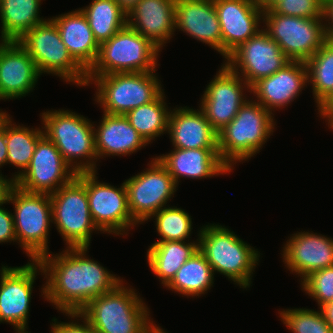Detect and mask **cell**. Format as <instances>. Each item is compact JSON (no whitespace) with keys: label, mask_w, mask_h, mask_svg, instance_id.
Wrapping results in <instances>:
<instances>
[{"label":"cell","mask_w":333,"mask_h":333,"mask_svg":"<svg viewBox=\"0 0 333 333\" xmlns=\"http://www.w3.org/2000/svg\"><path fill=\"white\" fill-rule=\"evenodd\" d=\"M154 72L87 77V86H96L94 101L103 108V113L126 115L132 109L154 101L164 91Z\"/></svg>","instance_id":"obj_7"},{"label":"cell","mask_w":333,"mask_h":333,"mask_svg":"<svg viewBox=\"0 0 333 333\" xmlns=\"http://www.w3.org/2000/svg\"><path fill=\"white\" fill-rule=\"evenodd\" d=\"M59 254L42 256L46 282L43 299L61 313H79L93 298L113 290L123 280L99 262L87 257L89 248H65Z\"/></svg>","instance_id":"obj_1"},{"label":"cell","mask_w":333,"mask_h":333,"mask_svg":"<svg viewBox=\"0 0 333 333\" xmlns=\"http://www.w3.org/2000/svg\"><path fill=\"white\" fill-rule=\"evenodd\" d=\"M53 224L67 248H89L93 231H100L92 219L87 193L86 172L50 194Z\"/></svg>","instance_id":"obj_9"},{"label":"cell","mask_w":333,"mask_h":333,"mask_svg":"<svg viewBox=\"0 0 333 333\" xmlns=\"http://www.w3.org/2000/svg\"><path fill=\"white\" fill-rule=\"evenodd\" d=\"M222 34V56L234 50L262 28L263 10L253 0H214Z\"/></svg>","instance_id":"obj_18"},{"label":"cell","mask_w":333,"mask_h":333,"mask_svg":"<svg viewBox=\"0 0 333 333\" xmlns=\"http://www.w3.org/2000/svg\"><path fill=\"white\" fill-rule=\"evenodd\" d=\"M245 90L251 93V87L245 80L223 63L205 88L199 104L217 132L231 122L248 100Z\"/></svg>","instance_id":"obj_17"},{"label":"cell","mask_w":333,"mask_h":333,"mask_svg":"<svg viewBox=\"0 0 333 333\" xmlns=\"http://www.w3.org/2000/svg\"><path fill=\"white\" fill-rule=\"evenodd\" d=\"M79 9L99 45L127 25V15L114 0H92L91 4Z\"/></svg>","instance_id":"obj_33"},{"label":"cell","mask_w":333,"mask_h":333,"mask_svg":"<svg viewBox=\"0 0 333 333\" xmlns=\"http://www.w3.org/2000/svg\"><path fill=\"white\" fill-rule=\"evenodd\" d=\"M214 284V272L205 256L198 250L177 271L167 289L186 297H199Z\"/></svg>","instance_id":"obj_31"},{"label":"cell","mask_w":333,"mask_h":333,"mask_svg":"<svg viewBox=\"0 0 333 333\" xmlns=\"http://www.w3.org/2000/svg\"><path fill=\"white\" fill-rule=\"evenodd\" d=\"M121 10L128 15L140 0H114Z\"/></svg>","instance_id":"obj_46"},{"label":"cell","mask_w":333,"mask_h":333,"mask_svg":"<svg viewBox=\"0 0 333 333\" xmlns=\"http://www.w3.org/2000/svg\"><path fill=\"white\" fill-rule=\"evenodd\" d=\"M87 333H101V332L92 328L90 323L87 321Z\"/></svg>","instance_id":"obj_49"},{"label":"cell","mask_w":333,"mask_h":333,"mask_svg":"<svg viewBox=\"0 0 333 333\" xmlns=\"http://www.w3.org/2000/svg\"><path fill=\"white\" fill-rule=\"evenodd\" d=\"M17 42L33 59L40 75L52 74L69 84L87 86V72L69 54L51 17L34 26Z\"/></svg>","instance_id":"obj_10"},{"label":"cell","mask_w":333,"mask_h":333,"mask_svg":"<svg viewBox=\"0 0 333 333\" xmlns=\"http://www.w3.org/2000/svg\"><path fill=\"white\" fill-rule=\"evenodd\" d=\"M154 219L156 231L161 237L155 242L190 241L192 233V218L187 211L177 206L163 207L149 219Z\"/></svg>","instance_id":"obj_35"},{"label":"cell","mask_w":333,"mask_h":333,"mask_svg":"<svg viewBox=\"0 0 333 333\" xmlns=\"http://www.w3.org/2000/svg\"><path fill=\"white\" fill-rule=\"evenodd\" d=\"M278 1L279 0H258L256 3L263 11H265L270 9Z\"/></svg>","instance_id":"obj_47"},{"label":"cell","mask_w":333,"mask_h":333,"mask_svg":"<svg viewBox=\"0 0 333 333\" xmlns=\"http://www.w3.org/2000/svg\"><path fill=\"white\" fill-rule=\"evenodd\" d=\"M282 248L285 267L301 281L316 270L333 266V239L320 233L296 232Z\"/></svg>","instance_id":"obj_19"},{"label":"cell","mask_w":333,"mask_h":333,"mask_svg":"<svg viewBox=\"0 0 333 333\" xmlns=\"http://www.w3.org/2000/svg\"><path fill=\"white\" fill-rule=\"evenodd\" d=\"M164 98L166 96L163 91L154 101L134 108L125 115L148 144L161 135L167 134L172 109H168Z\"/></svg>","instance_id":"obj_32"},{"label":"cell","mask_w":333,"mask_h":333,"mask_svg":"<svg viewBox=\"0 0 333 333\" xmlns=\"http://www.w3.org/2000/svg\"><path fill=\"white\" fill-rule=\"evenodd\" d=\"M41 117L44 134L76 173L97 172L93 122L65 109L47 110Z\"/></svg>","instance_id":"obj_5"},{"label":"cell","mask_w":333,"mask_h":333,"mask_svg":"<svg viewBox=\"0 0 333 333\" xmlns=\"http://www.w3.org/2000/svg\"><path fill=\"white\" fill-rule=\"evenodd\" d=\"M300 282L302 291L316 300L318 307L333 301V266L316 270Z\"/></svg>","instance_id":"obj_37"},{"label":"cell","mask_w":333,"mask_h":333,"mask_svg":"<svg viewBox=\"0 0 333 333\" xmlns=\"http://www.w3.org/2000/svg\"><path fill=\"white\" fill-rule=\"evenodd\" d=\"M148 168L124 181L128 207L132 218L138 223L158 212L175 195L178 185L157 157L152 158Z\"/></svg>","instance_id":"obj_12"},{"label":"cell","mask_w":333,"mask_h":333,"mask_svg":"<svg viewBox=\"0 0 333 333\" xmlns=\"http://www.w3.org/2000/svg\"><path fill=\"white\" fill-rule=\"evenodd\" d=\"M97 172H86V193L95 226L103 233L128 235V229L139 225L128 207L124 182L120 187L100 182Z\"/></svg>","instance_id":"obj_14"},{"label":"cell","mask_w":333,"mask_h":333,"mask_svg":"<svg viewBox=\"0 0 333 333\" xmlns=\"http://www.w3.org/2000/svg\"><path fill=\"white\" fill-rule=\"evenodd\" d=\"M76 176L77 173L44 134L36 144L29 166L15 180V185L27 192L50 195Z\"/></svg>","instance_id":"obj_15"},{"label":"cell","mask_w":333,"mask_h":333,"mask_svg":"<svg viewBox=\"0 0 333 333\" xmlns=\"http://www.w3.org/2000/svg\"><path fill=\"white\" fill-rule=\"evenodd\" d=\"M307 83L305 62L290 61L274 74L255 82L250 94L266 110L274 113V110L288 107L307 87Z\"/></svg>","instance_id":"obj_21"},{"label":"cell","mask_w":333,"mask_h":333,"mask_svg":"<svg viewBox=\"0 0 333 333\" xmlns=\"http://www.w3.org/2000/svg\"><path fill=\"white\" fill-rule=\"evenodd\" d=\"M279 311L281 321L292 333H333L320 310L288 308Z\"/></svg>","instance_id":"obj_36"},{"label":"cell","mask_w":333,"mask_h":333,"mask_svg":"<svg viewBox=\"0 0 333 333\" xmlns=\"http://www.w3.org/2000/svg\"><path fill=\"white\" fill-rule=\"evenodd\" d=\"M39 77L35 62L17 41H0V100L26 97Z\"/></svg>","instance_id":"obj_20"},{"label":"cell","mask_w":333,"mask_h":333,"mask_svg":"<svg viewBox=\"0 0 333 333\" xmlns=\"http://www.w3.org/2000/svg\"><path fill=\"white\" fill-rule=\"evenodd\" d=\"M262 22L290 61L306 62L328 40L324 18L293 17L268 9L263 11Z\"/></svg>","instance_id":"obj_11"},{"label":"cell","mask_w":333,"mask_h":333,"mask_svg":"<svg viewBox=\"0 0 333 333\" xmlns=\"http://www.w3.org/2000/svg\"><path fill=\"white\" fill-rule=\"evenodd\" d=\"M248 99L229 124L218 131V153L231 169L260 152L275 130L274 114Z\"/></svg>","instance_id":"obj_3"},{"label":"cell","mask_w":333,"mask_h":333,"mask_svg":"<svg viewBox=\"0 0 333 333\" xmlns=\"http://www.w3.org/2000/svg\"><path fill=\"white\" fill-rule=\"evenodd\" d=\"M4 113V111H2L1 109H0V117H1V115Z\"/></svg>","instance_id":"obj_50"},{"label":"cell","mask_w":333,"mask_h":333,"mask_svg":"<svg viewBox=\"0 0 333 333\" xmlns=\"http://www.w3.org/2000/svg\"><path fill=\"white\" fill-rule=\"evenodd\" d=\"M43 268L38 260L19 267L2 265L0 269V323L11 324L16 333H26L31 295L38 273Z\"/></svg>","instance_id":"obj_13"},{"label":"cell","mask_w":333,"mask_h":333,"mask_svg":"<svg viewBox=\"0 0 333 333\" xmlns=\"http://www.w3.org/2000/svg\"><path fill=\"white\" fill-rule=\"evenodd\" d=\"M147 250V263L151 271L166 287L182 265L199 250L196 241H164L151 243Z\"/></svg>","instance_id":"obj_28"},{"label":"cell","mask_w":333,"mask_h":333,"mask_svg":"<svg viewBox=\"0 0 333 333\" xmlns=\"http://www.w3.org/2000/svg\"><path fill=\"white\" fill-rule=\"evenodd\" d=\"M318 309H320L325 321L333 330V301L321 305Z\"/></svg>","instance_id":"obj_45"},{"label":"cell","mask_w":333,"mask_h":333,"mask_svg":"<svg viewBox=\"0 0 333 333\" xmlns=\"http://www.w3.org/2000/svg\"><path fill=\"white\" fill-rule=\"evenodd\" d=\"M7 203H13L17 243L30 257L29 261L48 254V235L53 223L50 195L27 192L14 185Z\"/></svg>","instance_id":"obj_8"},{"label":"cell","mask_w":333,"mask_h":333,"mask_svg":"<svg viewBox=\"0 0 333 333\" xmlns=\"http://www.w3.org/2000/svg\"><path fill=\"white\" fill-rule=\"evenodd\" d=\"M199 251L211 265L240 288H250L260 252L223 225L208 223L198 231Z\"/></svg>","instance_id":"obj_2"},{"label":"cell","mask_w":333,"mask_h":333,"mask_svg":"<svg viewBox=\"0 0 333 333\" xmlns=\"http://www.w3.org/2000/svg\"><path fill=\"white\" fill-rule=\"evenodd\" d=\"M324 0H279L270 9L281 15L323 18Z\"/></svg>","instance_id":"obj_38"},{"label":"cell","mask_w":333,"mask_h":333,"mask_svg":"<svg viewBox=\"0 0 333 333\" xmlns=\"http://www.w3.org/2000/svg\"><path fill=\"white\" fill-rule=\"evenodd\" d=\"M66 316L72 318L70 322H57V318L52 319L51 331L53 333H87V320L80 313H65ZM80 318V319H78ZM75 319V320H74ZM77 320H82L80 322ZM76 321V322H74Z\"/></svg>","instance_id":"obj_39"},{"label":"cell","mask_w":333,"mask_h":333,"mask_svg":"<svg viewBox=\"0 0 333 333\" xmlns=\"http://www.w3.org/2000/svg\"><path fill=\"white\" fill-rule=\"evenodd\" d=\"M156 156L176 184L180 178L202 179L225 175L232 170L221 160L218 148L178 149Z\"/></svg>","instance_id":"obj_24"},{"label":"cell","mask_w":333,"mask_h":333,"mask_svg":"<svg viewBox=\"0 0 333 333\" xmlns=\"http://www.w3.org/2000/svg\"><path fill=\"white\" fill-rule=\"evenodd\" d=\"M4 204L7 202L0 204V243L17 242L13 213L3 208Z\"/></svg>","instance_id":"obj_40"},{"label":"cell","mask_w":333,"mask_h":333,"mask_svg":"<svg viewBox=\"0 0 333 333\" xmlns=\"http://www.w3.org/2000/svg\"><path fill=\"white\" fill-rule=\"evenodd\" d=\"M146 333H168L162 329L159 325L155 324V321L148 327Z\"/></svg>","instance_id":"obj_48"},{"label":"cell","mask_w":333,"mask_h":333,"mask_svg":"<svg viewBox=\"0 0 333 333\" xmlns=\"http://www.w3.org/2000/svg\"><path fill=\"white\" fill-rule=\"evenodd\" d=\"M42 0H0V41H18L46 19L40 17Z\"/></svg>","instance_id":"obj_29"},{"label":"cell","mask_w":333,"mask_h":333,"mask_svg":"<svg viewBox=\"0 0 333 333\" xmlns=\"http://www.w3.org/2000/svg\"><path fill=\"white\" fill-rule=\"evenodd\" d=\"M323 18L327 38L333 40V0H324Z\"/></svg>","instance_id":"obj_41"},{"label":"cell","mask_w":333,"mask_h":333,"mask_svg":"<svg viewBox=\"0 0 333 333\" xmlns=\"http://www.w3.org/2000/svg\"><path fill=\"white\" fill-rule=\"evenodd\" d=\"M176 0H140L127 15V25L161 51L175 35Z\"/></svg>","instance_id":"obj_23"},{"label":"cell","mask_w":333,"mask_h":333,"mask_svg":"<svg viewBox=\"0 0 333 333\" xmlns=\"http://www.w3.org/2000/svg\"><path fill=\"white\" fill-rule=\"evenodd\" d=\"M56 24L62 42L73 59L88 72L99 54V44L95 40L89 22L78 8L51 18Z\"/></svg>","instance_id":"obj_27"},{"label":"cell","mask_w":333,"mask_h":333,"mask_svg":"<svg viewBox=\"0 0 333 333\" xmlns=\"http://www.w3.org/2000/svg\"><path fill=\"white\" fill-rule=\"evenodd\" d=\"M225 61L224 63L241 76L250 87L259 79L274 74L290 62L263 27L234 50Z\"/></svg>","instance_id":"obj_16"},{"label":"cell","mask_w":333,"mask_h":333,"mask_svg":"<svg viewBox=\"0 0 333 333\" xmlns=\"http://www.w3.org/2000/svg\"><path fill=\"white\" fill-rule=\"evenodd\" d=\"M7 144L5 138V112L0 117V168L6 165Z\"/></svg>","instance_id":"obj_42"},{"label":"cell","mask_w":333,"mask_h":333,"mask_svg":"<svg viewBox=\"0 0 333 333\" xmlns=\"http://www.w3.org/2000/svg\"><path fill=\"white\" fill-rule=\"evenodd\" d=\"M95 126L97 125H94L95 150L99 160L110 155L130 156L148 145L125 115L104 113L99 125Z\"/></svg>","instance_id":"obj_26"},{"label":"cell","mask_w":333,"mask_h":333,"mask_svg":"<svg viewBox=\"0 0 333 333\" xmlns=\"http://www.w3.org/2000/svg\"><path fill=\"white\" fill-rule=\"evenodd\" d=\"M175 29L222 55V34L214 0H176Z\"/></svg>","instance_id":"obj_22"},{"label":"cell","mask_w":333,"mask_h":333,"mask_svg":"<svg viewBox=\"0 0 333 333\" xmlns=\"http://www.w3.org/2000/svg\"><path fill=\"white\" fill-rule=\"evenodd\" d=\"M160 52L150 40L126 25L99 45L97 60L87 77L157 71Z\"/></svg>","instance_id":"obj_6"},{"label":"cell","mask_w":333,"mask_h":333,"mask_svg":"<svg viewBox=\"0 0 333 333\" xmlns=\"http://www.w3.org/2000/svg\"><path fill=\"white\" fill-rule=\"evenodd\" d=\"M1 171V170H0ZM1 173V172H0ZM0 174V204L6 203L8 201V196L15 185V180L13 178H6L7 176Z\"/></svg>","instance_id":"obj_43"},{"label":"cell","mask_w":333,"mask_h":333,"mask_svg":"<svg viewBox=\"0 0 333 333\" xmlns=\"http://www.w3.org/2000/svg\"><path fill=\"white\" fill-rule=\"evenodd\" d=\"M322 119L327 121L329 128H333V95L318 109Z\"/></svg>","instance_id":"obj_44"},{"label":"cell","mask_w":333,"mask_h":333,"mask_svg":"<svg viewBox=\"0 0 333 333\" xmlns=\"http://www.w3.org/2000/svg\"><path fill=\"white\" fill-rule=\"evenodd\" d=\"M9 115L5 111L6 164L20 169L12 176L16 180L29 166L36 144L44 135V130H42L43 126L34 129L13 123L12 116Z\"/></svg>","instance_id":"obj_30"},{"label":"cell","mask_w":333,"mask_h":333,"mask_svg":"<svg viewBox=\"0 0 333 333\" xmlns=\"http://www.w3.org/2000/svg\"><path fill=\"white\" fill-rule=\"evenodd\" d=\"M305 65L318 110L333 95V40L328 39Z\"/></svg>","instance_id":"obj_34"},{"label":"cell","mask_w":333,"mask_h":333,"mask_svg":"<svg viewBox=\"0 0 333 333\" xmlns=\"http://www.w3.org/2000/svg\"><path fill=\"white\" fill-rule=\"evenodd\" d=\"M167 133L174 148H218V133L200 108L174 107Z\"/></svg>","instance_id":"obj_25"},{"label":"cell","mask_w":333,"mask_h":333,"mask_svg":"<svg viewBox=\"0 0 333 333\" xmlns=\"http://www.w3.org/2000/svg\"><path fill=\"white\" fill-rule=\"evenodd\" d=\"M123 283L93 298L79 313L101 333H146L153 323L149 308L138 292Z\"/></svg>","instance_id":"obj_4"}]
</instances>
